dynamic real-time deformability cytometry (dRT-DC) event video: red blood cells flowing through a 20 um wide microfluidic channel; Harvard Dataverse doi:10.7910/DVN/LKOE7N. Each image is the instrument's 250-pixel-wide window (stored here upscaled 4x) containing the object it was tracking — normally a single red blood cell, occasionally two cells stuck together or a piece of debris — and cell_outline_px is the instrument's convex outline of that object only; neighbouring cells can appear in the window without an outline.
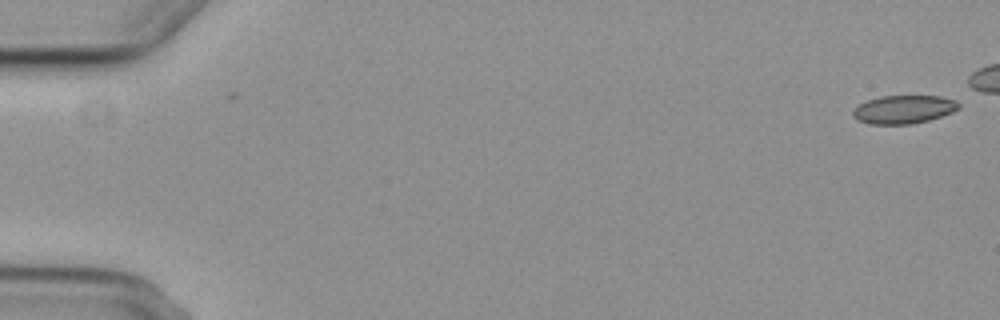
{"species": "common noctule bat (a hibernating species)", "species_latin": "Nyctalus noctula", "temperature_condition": "cold", "stored_images_in_passage": 9, "camera_frame_rate_fps": 3000, "um_per_image_px": 0.085, "animal": {"sex": "female", "body_mass_g": 29.2, "forearm_length_mm": 56.3}, "frame": {"image": 1, "passage_image": 1, "time_ms": 0.0, "image_size_px": [1000, 320], "cell_outline_px": [[960, 108], [952, 112], [928, 120], [912, 124], [868, 124], [856, 120], [852, 116], [852, 112], [860, 104], [868, 100], [880, 96], [940, 96], [956, 100], [960, 104]], "centroid_in_image_um": [76.81, 9.3], "position_along_channel_um": 8.2, "area_um2": 17.46}}
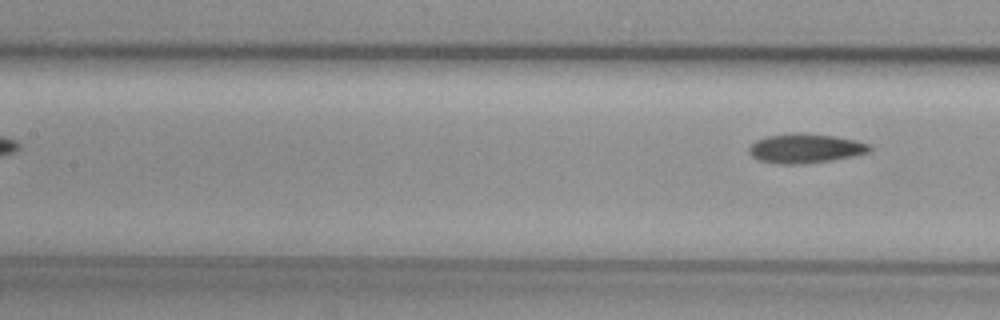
{"frame": {"image": 2, "passage_image": 9, "time_ms": 9.667, "image_size_px": [1000, 320], "cell_outline_px": [[872, 148], [868, 152], [852, 156], [832, 160], [804, 164], [776, 164], [760, 160], [752, 156], [748, 152], [748, 148], [756, 140], [768, 136], [792, 132], [836, 136], [856, 140], [868, 144]], "centroid_in_image_um": [68.43, 12.61], "position_along_channel_um": 139.0, "area_um2": 20.63}}